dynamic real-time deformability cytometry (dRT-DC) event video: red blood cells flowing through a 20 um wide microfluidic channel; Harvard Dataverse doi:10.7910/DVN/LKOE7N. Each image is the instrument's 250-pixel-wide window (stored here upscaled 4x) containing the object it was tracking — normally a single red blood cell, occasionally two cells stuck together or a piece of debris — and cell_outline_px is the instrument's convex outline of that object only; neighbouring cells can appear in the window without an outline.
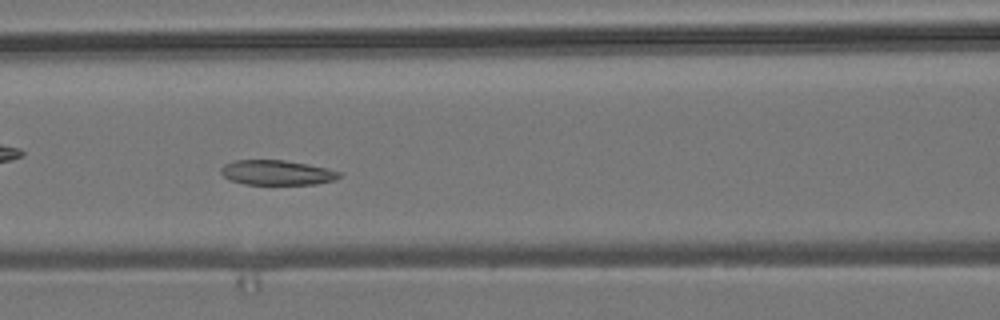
{"species": "common noctule bat (a hibernating species)", "species_latin": "Nyctalus noctula", "temperature_condition": "room temperature", "stored_images_in_passage": 54, "camera_frame_rate_fps": 3000, "um_per_image_px": 0.085, "animal": {"sex": "male", "body_mass_g": 19.2, "forearm_length_mm": 51.8}, "frame": {"image": 1, "passage_image": 23, "time_ms": 7.333, "image_size_px": [1000, 320], "cell_outline_px": [[344, 172], [336, 180], [316, 184], [244, 184], [232, 180], [224, 176], [220, 172], [220, 168], [224, 164], [236, 160], [284, 160]], "centroid_in_image_um": [23.54, 14.67], "position_along_channel_um": 143.1, "area_um2": 16.99}}
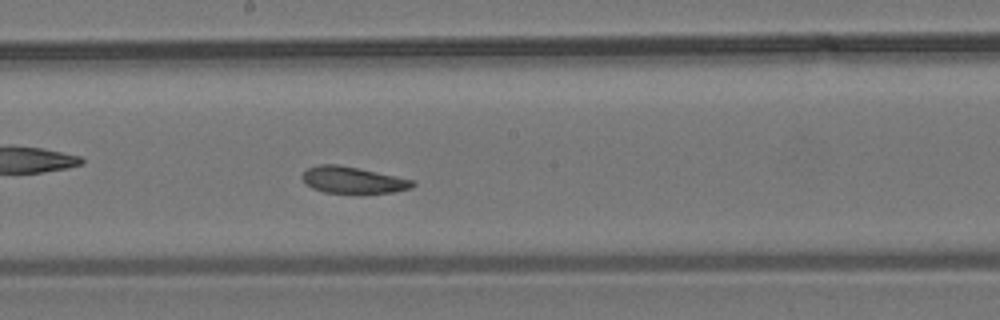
{"frame": {"image": 2, "passage_image": 29, "time_ms": 9.333, "image_size_px": [1000, 320], "cell_outline_px": [[416, 184], [412, 188], [396, 192], [360, 196], [324, 192], [312, 188], [304, 184], [300, 176], [308, 168], [320, 164], [336, 164], [416, 180]], "centroid_in_image_um": [30.02, 15.36], "position_along_channel_um": 218.2, "area_um2": 17.98}}
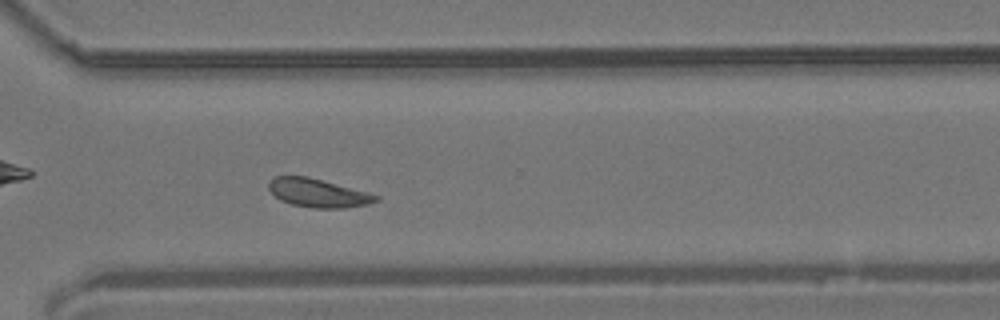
{"frame": {"image": 3, "passage_image": 39, "time_ms": 12.667, "image_size_px": [1000, 320], "cell_outline_px": [[380, 200], [368, 204], [344, 208], [312, 208], [292, 204], [280, 200], [268, 188], [268, 184], [272, 176], [308, 176], [368, 192], [380, 196]], "centroid_in_image_um": [27.04, 16.4], "position_along_channel_um": 343.6, "area_um2": 17.86}, "authors_computed_cell_mechanics": {"area_um2": 18.4093, "velocity_mm_per_s": 3.7748, "shape_relaxation_time_tau1_ms": 11.3047, "shape_relaxation_time_tau2_ms": 3.5692, "deformation_change_tau1": 0.1578, "deformation_change_tau2": 0.0966}}